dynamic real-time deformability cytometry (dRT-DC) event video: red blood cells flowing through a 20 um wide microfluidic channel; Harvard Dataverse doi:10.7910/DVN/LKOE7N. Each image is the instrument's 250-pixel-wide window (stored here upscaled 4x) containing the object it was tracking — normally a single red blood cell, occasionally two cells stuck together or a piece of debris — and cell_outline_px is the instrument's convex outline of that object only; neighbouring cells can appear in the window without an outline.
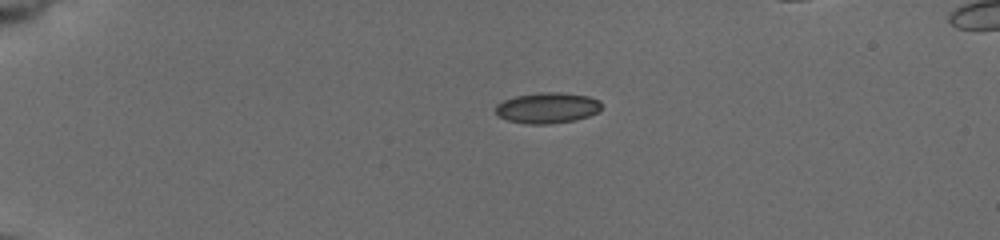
{"species": "common noctule bat (a hibernating species)", "species_latin": "Nyctalus noctula", "temperature_condition": "cold", "stored_images_in_passage": 23, "camera_frame_rate_fps": 3000, "um_per_image_px": 0.085, "animal": {"sex": "female", "body_mass_g": 19.5, "forearm_length_mm": 54.1}, "frame": {"image": 1, "passage_image": 1, "time_ms": 0.0, "image_size_px": [1000, 240], "cell_outline_px": [[600, 108], [596, 112], [588, 116], [576, 120], [548, 124], [528, 124], [508, 120], [496, 116], [496, 104], [504, 100], [516, 96], [540, 92], [560, 92], [588, 96], [600, 100]], "centroid_in_image_um": [46.5, 9.17], "position_along_channel_um": 38.5, "area_um2": 18.96}}
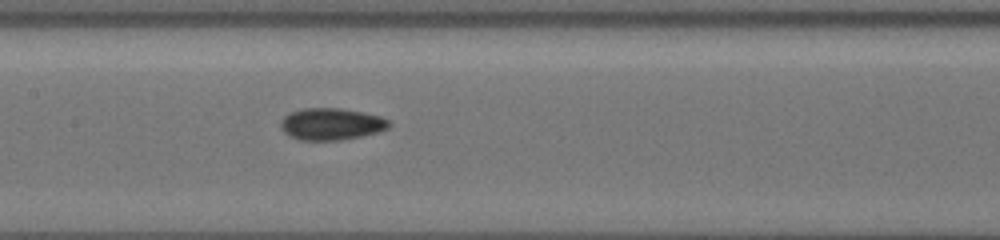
{"frame": {"image": 2, "passage_image": 12, "time_ms": 5.333, "image_size_px": [1000, 240], "cell_outline_px": [[392, 124], [388, 128], [380, 132], [364, 136], [340, 140], [300, 140], [288, 136], [280, 128], [280, 124], [284, 116], [292, 112], [304, 108], [340, 108], [380, 116], [388, 120]], "centroid_in_image_um": [28.17, 10.56], "position_along_channel_um": 179.2, "area_um2": 20.23}}
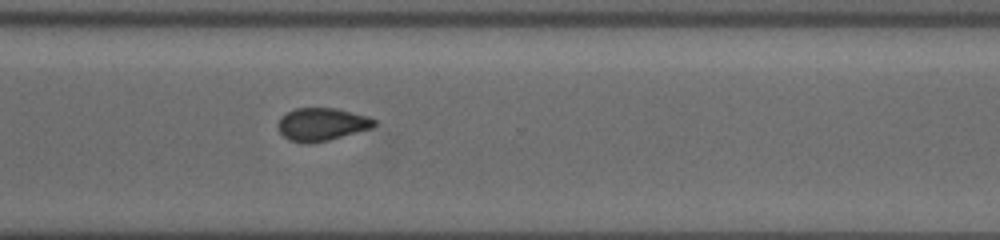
{"frame": {"image": 3, "passage_image": 23, "time_ms": 9.667, "image_size_px": [1000, 240], "cell_outline_px": [[376, 124], [372, 128], [328, 140], [308, 144], [304, 144], [288, 140], [280, 132], [280, 116], [296, 108], [336, 108], [368, 116], [376, 120]], "centroid_in_image_um": [27.37, 10.57], "position_along_channel_um": 343.2, "area_um2": 18.32}}